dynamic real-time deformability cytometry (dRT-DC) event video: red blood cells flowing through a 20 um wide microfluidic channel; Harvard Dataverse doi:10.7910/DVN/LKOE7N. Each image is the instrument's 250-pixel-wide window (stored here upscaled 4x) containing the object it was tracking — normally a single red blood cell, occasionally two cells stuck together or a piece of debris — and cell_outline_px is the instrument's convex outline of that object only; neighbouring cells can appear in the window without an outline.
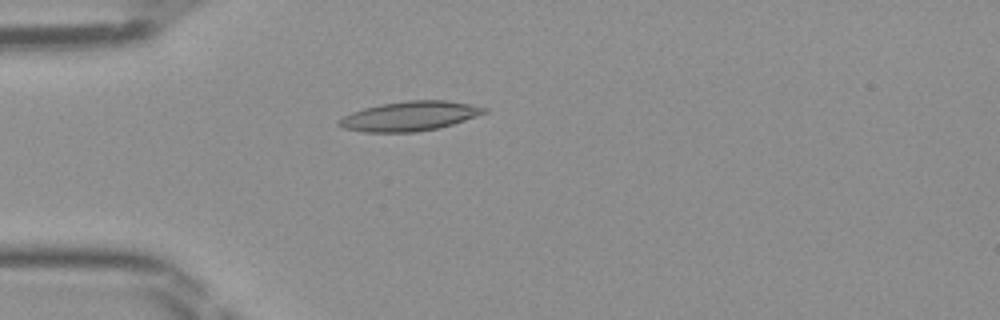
{"species": "Egyptian fruit bat (a non-hibernating species)", "species_latin": "Rousettus aegyptiacus", "temperature_condition": "room temperature", "stored_images_in_passage": 39, "camera_frame_rate_fps": 3000, "um_per_image_px": 0.085, "frame": {"image": 1, "passage_image": 5, "time_ms": 1.333, "image_size_px": [1000, 320], "cell_outline_px": [[488, 112], [440, 128], [416, 132], [364, 132], [344, 128], [336, 124], [336, 120], [352, 112], [364, 108], [380, 104], [408, 100], [448, 100], [488, 108]], "centroid_in_image_um": [34.8, 9.87], "position_along_channel_um": 50.2, "area_um2": 25.03}}
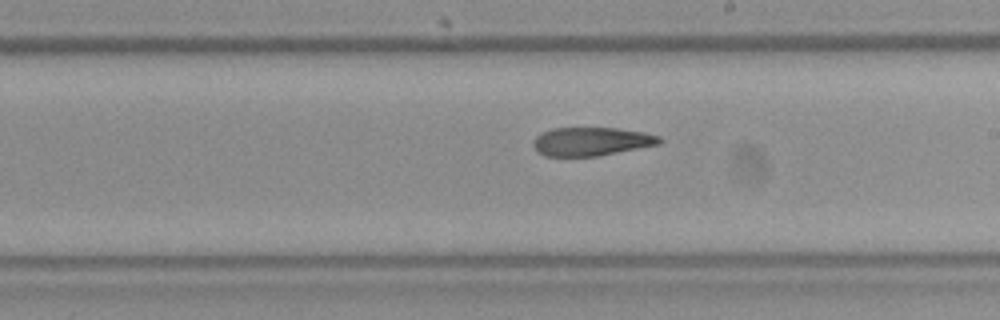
{"frame": {"image": 2, "passage_image": 19, "time_ms": 6.0, "image_size_px": [1000, 320], "cell_outline_px": [[664, 140], [660, 144], [600, 156], [544, 156], [536, 152], [532, 144], [532, 140], [540, 132], [552, 128], [616, 128], [644, 132], [660, 136]], "centroid_in_image_um": [50.25, 12.03], "position_along_channel_um": 238.8, "area_um2": 21.33}}
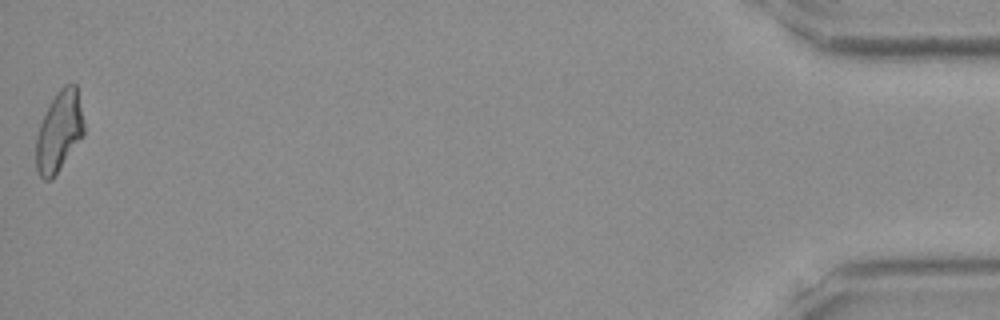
{"frame": {"image": 3, "passage_image": 39, "time_ms": 12.667, "image_size_px": [1000, 320], "cell_outline_px": [[84, 136], [52, 180], [44, 180], [36, 172], [36, 136], [44, 112], [56, 92], [64, 84], [76, 84], [84, 120]], "centroid_in_image_um": [5.02, 11.19], "position_along_channel_um": 430.2, "area_um2": 22.83}}